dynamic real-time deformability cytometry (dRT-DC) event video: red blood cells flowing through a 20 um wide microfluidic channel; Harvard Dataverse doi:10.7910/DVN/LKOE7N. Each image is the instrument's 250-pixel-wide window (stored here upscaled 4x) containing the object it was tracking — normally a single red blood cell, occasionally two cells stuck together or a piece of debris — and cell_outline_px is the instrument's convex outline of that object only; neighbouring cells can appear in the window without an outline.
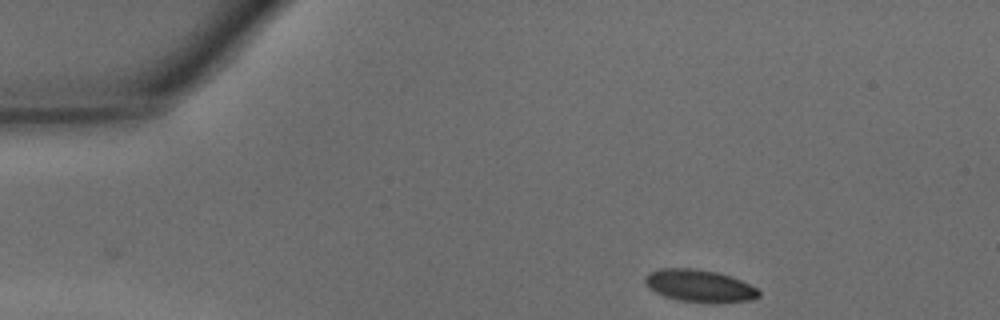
{"species": "common noctule bat (a hibernating species)", "species_latin": "Nyctalus noctula", "temperature_condition": "warm", "stored_images_in_passage": 31, "camera_frame_rate_fps": 3000, "um_per_image_px": 0.085, "animal": {"sex": "male", "body_mass_g": 15.6}, "frame": {"image": 1, "passage_image": 1, "time_ms": 0.0, "image_size_px": [1000, 320], "cell_outline_px": [[760, 296], [748, 300], [680, 300], [664, 296], [656, 292], [644, 280], [644, 276], [648, 272], [660, 268], [692, 268], [716, 272], [740, 280], [756, 288], [760, 292]], "centroid_in_image_um": [59.39, 24.24], "position_along_channel_um": 25.6, "area_um2": 20.29}}
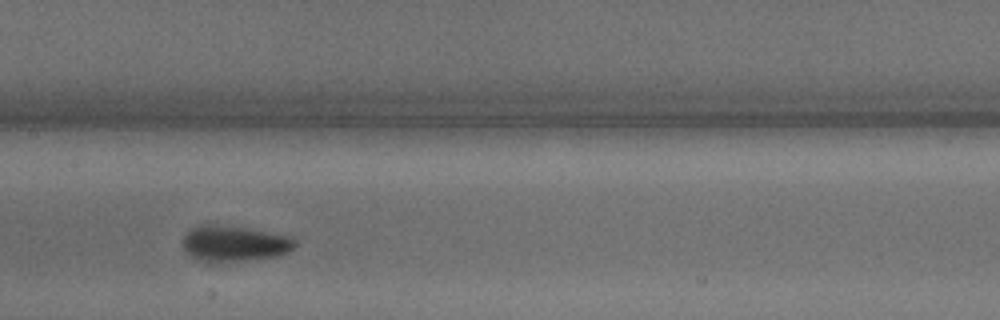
{"frame": {"image": 2, "passage_image": 17, "time_ms": 5.333, "image_size_px": [1000, 320], "cell_outline_px": [[296, 248], [288, 252], [276, 256], [248, 260], [196, 260], [184, 248], [184, 236], [192, 228], [204, 224], [216, 224], [248, 228], [284, 236], [296, 240]], "centroid_in_image_um": [19.93, 20.68], "position_along_channel_um": 187.5, "area_um2": 22.72}}
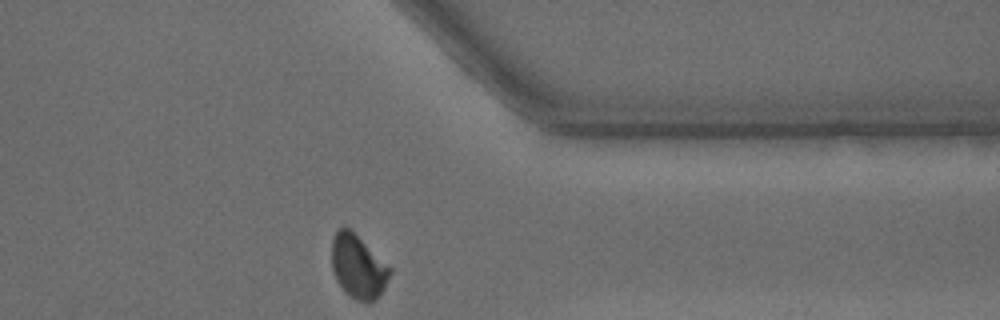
{"frame": {"image": 3, "passage_image": 31, "time_ms": 10.0, "image_size_px": [1000, 320], "cell_outline_px": [[392, 272], [384, 288], [368, 304], [356, 300], [348, 296], [344, 292], [336, 280], [332, 268], [332, 240], [336, 232], [344, 224], [392, 268]], "centroid_in_image_um": [30.42, 22.68], "position_along_channel_um": 381.0, "area_um2": 21.44}, "authors_computed_cell_mechanics": {"area_um2": 22.6576, "velocity_mm_per_s": 4.3188, "shape_relaxation_time_tau1_ms": 2.1576, "shape_relaxation_time_tau2_ms": null, "deformation_change_tau1": 0.1152, "deformation_change_tau2": null}}